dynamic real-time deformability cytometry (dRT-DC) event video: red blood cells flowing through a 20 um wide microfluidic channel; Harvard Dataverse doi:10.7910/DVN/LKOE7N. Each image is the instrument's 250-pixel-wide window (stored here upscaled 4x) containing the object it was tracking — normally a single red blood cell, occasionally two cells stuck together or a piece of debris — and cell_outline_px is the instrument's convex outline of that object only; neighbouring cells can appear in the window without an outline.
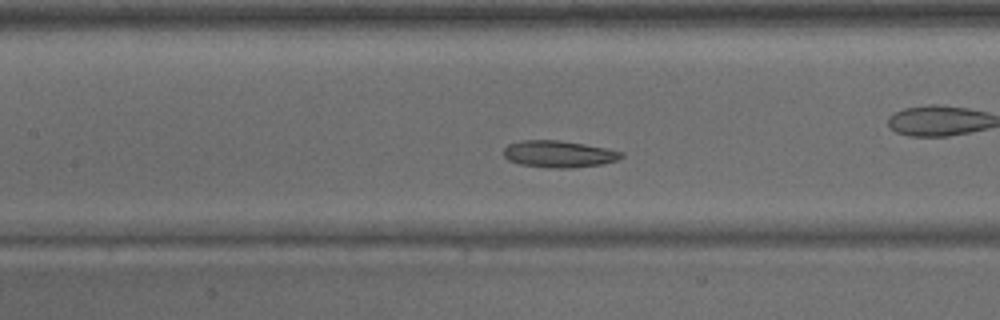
{"species": "common noctule bat (a hibernating species)", "species_latin": "Nyctalus noctula", "temperature_condition": "warm", "stored_images_in_passage": 34, "camera_frame_rate_fps": 3000, "um_per_image_px": 0.085, "animal": {"sex": "male", "body_mass_g": 15.6}, "frame": {"image": 1, "passage_image": 10, "time_ms": 3.0, "image_size_px": [1000, 320], "cell_outline_px": [[624, 156], [616, 160], [604, 164], [568, 168], [548, 168], [520, 164], [508, 160], [504, 156], [504, 148], [508, 144], [520, 140], [560, 140], [608, 148], [624, 152]], "centroid_in_image_um": [47.51, 13.09], "position_along_channel_um": 159.9, "area_um2": 18.55}}